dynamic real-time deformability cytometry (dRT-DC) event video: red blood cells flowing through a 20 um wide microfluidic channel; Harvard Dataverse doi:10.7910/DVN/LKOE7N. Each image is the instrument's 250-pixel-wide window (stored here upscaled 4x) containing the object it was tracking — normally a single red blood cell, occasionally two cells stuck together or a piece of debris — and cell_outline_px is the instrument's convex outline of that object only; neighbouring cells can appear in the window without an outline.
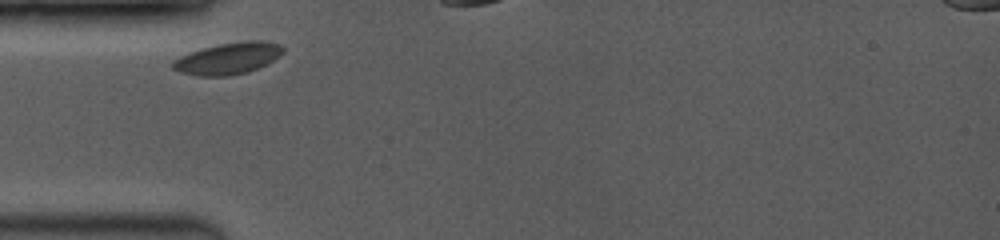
{"species": "common noctule bat (a hibernating species)", "species_latin": "Nyctalus noctula", "temperature_condition": "room temperature", "stored_images_in_passage": 11, "camera_frame_rate_fps": 3500, "um_per_image_px": 0.085, "animal": {"sex": "female", "body_mass_g": 19.0, "forearm_length_mm": 53.3}, "frame": {"image": 1, "passage_image": 1, "time_ms": 0.0, "image_size_px": [1000, 240], "cell_outline_px": [[284, 52], [280, 56], [248, 72], [228, 76], [196, 76], [180, 72], [172, 68], [172, 60], [180, 56], [200, 48], [220, 44], [244, 40], [260, 40], [280, 44], [284, 48]], "centroid_in_image_um": [19.36, 4.96], "position_along_channel_um": 65.6, "area_um2": 20.4}}
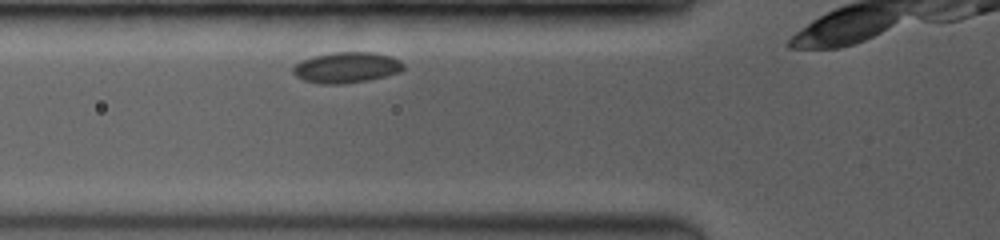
{"frame": {"image": 2, "passage_image": 2, "time_ms": 0.857, "image_size_px": [1000, 240], "cell_outline_px": [[404, 68], [400, 72], [368, 80], [344, 84], [320, 84], [304, 80], [296, 76], [292, 72], [292, 68], [300, 60], [312, 56], [332, 52], [372, 52], [388, 56], [400, 60], [404, 64]], "centroid_in_image_um": [29.42, 5.74], "position_along_channel_um": 96.4, "area_um2": 19.88}}
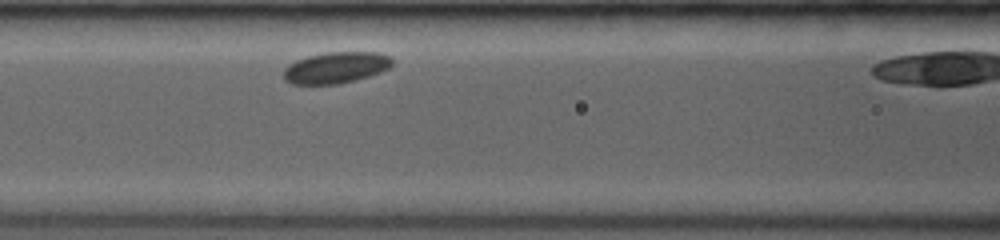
{"frame": {"image": 3, "passage_image": 4, "time_ms": 2.0, "image_size_px": [1000, 240], "cell_outline_px": [[392, 64], [388, 68], [380, 72], [356, 80], [336, 84], [292, 84], [284, 80], [284, 68], [288, 64], [296, 60], [308, 56], [328, 52], [380, 52], [388, 56], [392, 60]], "centroid_in_image_um": [28.53, 5.74], "position_along_channel_um": 138.1, "area_um2": 19.77}}